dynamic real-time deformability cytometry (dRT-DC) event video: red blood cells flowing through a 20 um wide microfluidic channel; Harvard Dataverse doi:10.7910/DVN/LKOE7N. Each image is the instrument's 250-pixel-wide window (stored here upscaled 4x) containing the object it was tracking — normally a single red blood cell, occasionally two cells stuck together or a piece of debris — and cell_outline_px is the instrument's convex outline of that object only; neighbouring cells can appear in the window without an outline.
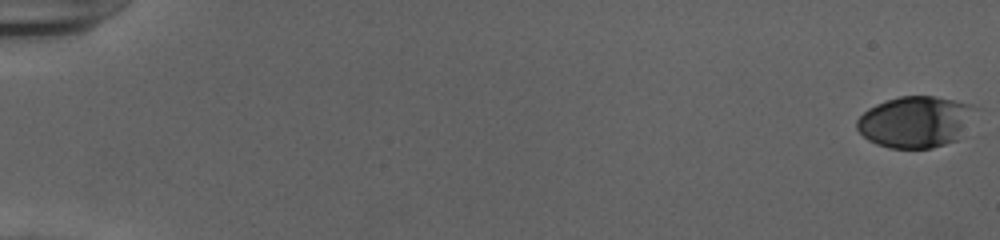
{"species": "human", "species_latin": "Homo sapiens", "temperature_condition": "cold", "stored_images_in_passage": 54, "camera_frame_rate_fps": 3000, "um_per_image_px": 0.085, "donor": {"sex": "female"}, "frame": {"image": 1, "passage_image": 1, "time_ms": 0.0, "image_size_px": [1000, 240], "cell_outline_px": [[980, 108], [956, 140], [932, 148], [888, 148], [876, 144], [868, 140], [856, 128], [856, 120], [868, 108], [876, 104], [900, 96], [936, 96], [972, 104]], "centroid_in_image_um": [77.82, 10.34], "position_along_channel_um": 7.2, "area_um2": 35.55}}
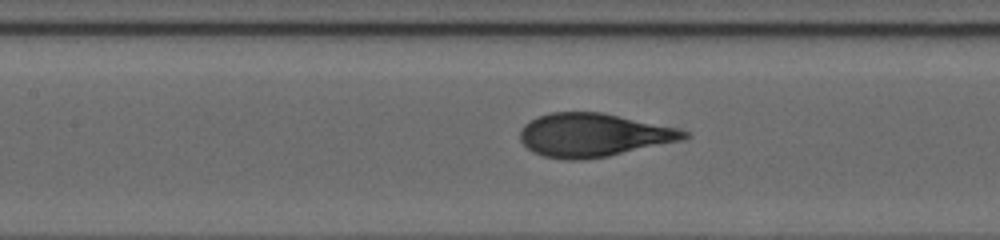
{"frame": {"image": 2, "passage_image": 27, "time_ms": 8.667, "image_size_px": [1000, 240], "cell_outline_px": [[688, 136], [680, 140], [608, 156], [584, 160], [564, 160], [544, 156], [532, 152], [520, 140], [520, 128], [524, 124], [540, 116], [552, 112], [600, 112], [672, 128], [688, 132]], "centroid_in_image_um": [50.33, 11.5], "position_along_channel_um": 157.1, "area_um2": 40.63}}
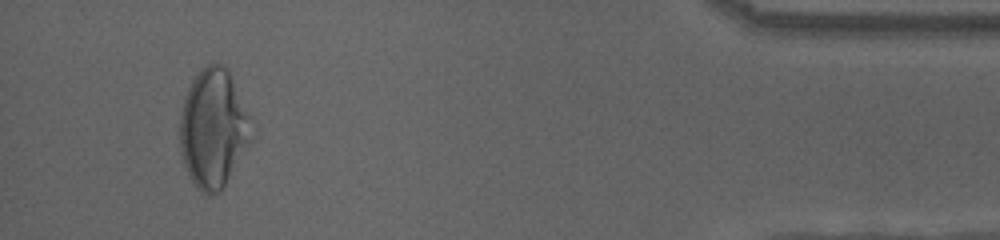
{"frame": {"image": 3, "passage_image": 51, "time_ms": 16.667, "image_size_px": [1000, 240], "cell_outline_px": [[252, 140], [224, 184], [216, 192], [208, 196], [196, 188], [188, 176], [184, 164], [180, 144], [180, 116], [184, 100], [188, 88], [192, 80], [204, 64], [216, 60], [228, 68], [248, 116]], "centroid_in_image_um": [18.1, 10.88], "position_along_channel_um": 417.1, "area_um2": 48.96}, "authors_computed_cell_mechanics": {"area_um2": 40.5467, "velocity_mm_per_s": 3.9589, "shape_relaxation_time_tau1_ms": 5.457, "shape_relaxation_time_tau2_ms": null, "deformation_change_tau1": 0.2269, "deformation_change_tau2": null}}